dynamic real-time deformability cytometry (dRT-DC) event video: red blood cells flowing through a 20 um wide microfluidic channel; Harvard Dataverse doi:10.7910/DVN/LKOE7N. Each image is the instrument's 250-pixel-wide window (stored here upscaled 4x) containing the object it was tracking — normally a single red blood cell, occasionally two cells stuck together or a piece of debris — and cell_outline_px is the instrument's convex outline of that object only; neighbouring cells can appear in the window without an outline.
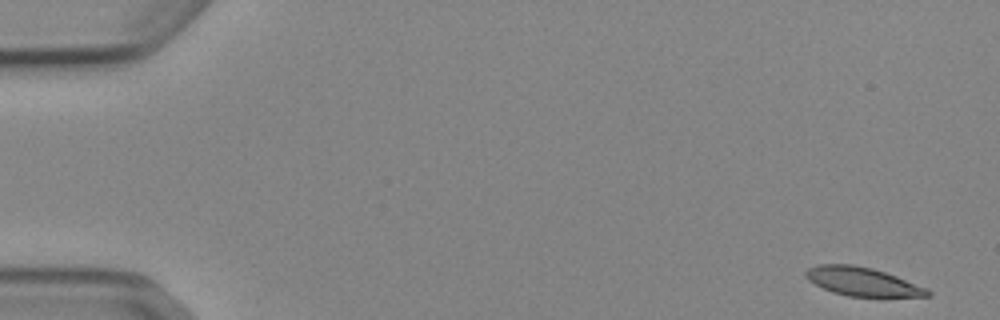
{"species": "Egyptian fruit bat (a non-hibernating species)", "species_latin": "Rousettus aegyptiacus", "temperature_condition": "cold", "stored_images_in_passage": 51, "camera_frame_rate_fps": 3000, "um_per_image_px": 0.085, "animal": {"sex": "female"}, "frame": {"image": 1, "passage_image": 1, "time_ms": 0.0, "image_size_px": [1000, 320], "cell_outline_px": [[932, 296], [848, 296], [832, 292], [808, 280], [804, 276], [804, 272], [808, 268], [820, 264], [852, 264], [872, 268], [896, 276], [928, 288], [932, 292]], "centroid_in_image_um": [73.3, 23.93], "position_along_channel_um": 11.7, "area_um2": 20.17}}
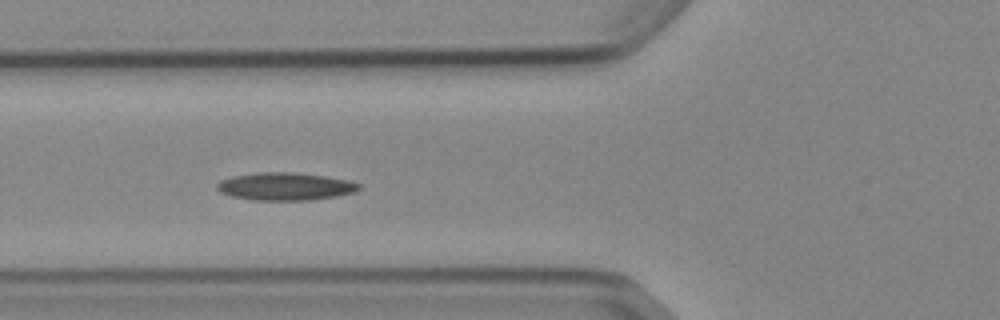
{"frame": {"image": 2, "passage_image": 19, "time_ms": 6.0, "image_size_px": [1000, 320], "cell_outline_px": [[360, 188], [356, 192], [336, 196], [308, 200], [252, 200], [232, 196], [220, 192], [216, 188], [216, 184], [220, 180], [232, 176], [256, 172], [292, 172], [324, 176], [348, 180], [360, 184]], "centroid_in_image_um": [24.22, 15.84], "position_along_channel_um": 101.6, "area_um2": 22.95}}
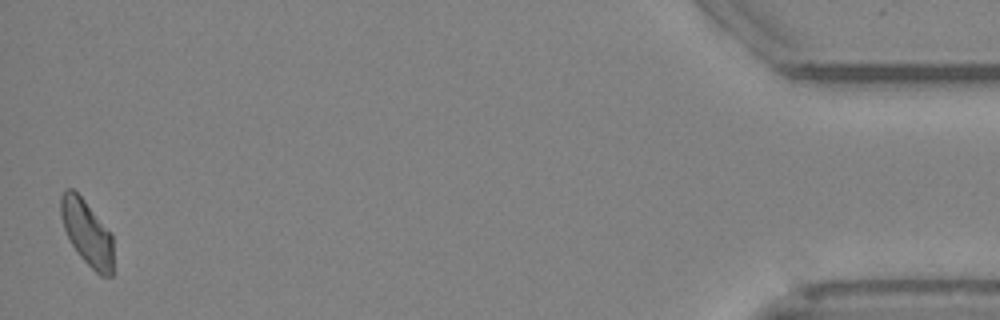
{"frame": {"image": 3, "passage_image": 51, "time_ms": 16.667, "image_size_px": [1000, 320], "cell_outline_px": [[112, 276], [100, 276], [80, 256], [72, 244], [64, 228], [60, 216], [60, 196], [64, 188], [72, 188], [84, 200], [112, 232]], "centroid_in_image_um": [7.38, 19.74], "position_along_channel_um": 427.8, "area_um2": 19.94}, "authors_computed_cell_mechanics": {"area_um2": 21.2126, "velocity_mm_per_s": 3.8555, "shape_relaxation_time_tau1_ms": null, "shape_relaxation_time_tau2_ms": 5.627, "deformation_change_tau1": null, "deformation_change_tau2": 0.1076}}